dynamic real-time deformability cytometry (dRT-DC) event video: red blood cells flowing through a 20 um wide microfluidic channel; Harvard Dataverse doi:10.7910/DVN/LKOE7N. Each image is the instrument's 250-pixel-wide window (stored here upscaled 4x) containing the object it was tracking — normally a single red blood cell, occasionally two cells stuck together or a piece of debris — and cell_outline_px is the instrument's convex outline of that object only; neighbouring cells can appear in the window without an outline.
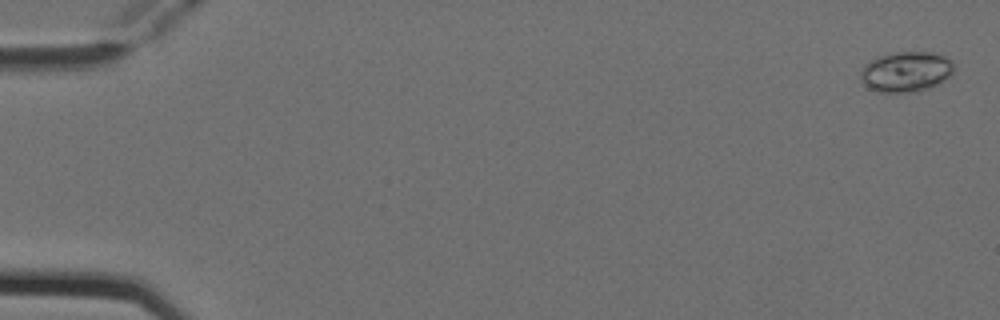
{"species": "Egyptian fruit bat (a non-hibernating species)", "species_latin": "Rousettus aegyptiacus", "temperature_condition": "cold", "stored_images_in_passage": 6, "camera_frame_rate_fps": 3000, "um_per_image_px": 0.085, "animal": {"sex": "female"}, "frame": {"image": 1, "passage_image": 1, "time_ms": 0.0, "image_size_px": [1000, 320], "cell_outline_px": [[956, 68], [952, 76], [928, 88], [912, 92], [876, 92], [868, 88], [860, 80], [860, 72], [864, 64], [880, 56], [900, 52], [928, 52], [944, 56], [952, 60]], "centroid_in_image_um": [77.03, 6.1], "position_along_channel_um": 8.0, "area_um2": 22.02}}
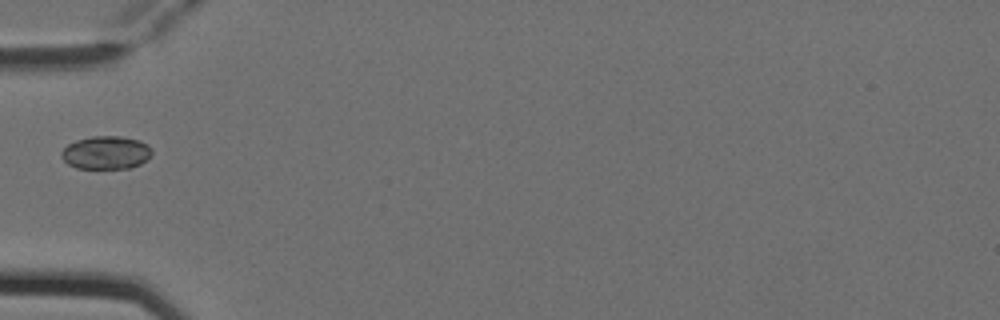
{"frame": {"image": 2, "passage_image": 5, "time_ms": 1.333, "image_size_px": [1000, 320], "cell_outline_px": [[152, 152], [140, 164], [128, 168], [76, 168], [68, 164], [60, 156], [60, 152], [68, 144], [76, 140], [92, 136], [120, 136], [140, 140], [148, 144], [152, 148]], "centroid_in_image_um": [8.99, 12.96], "position_along_channel_um": 76.0, "area_um2": 17.46}}
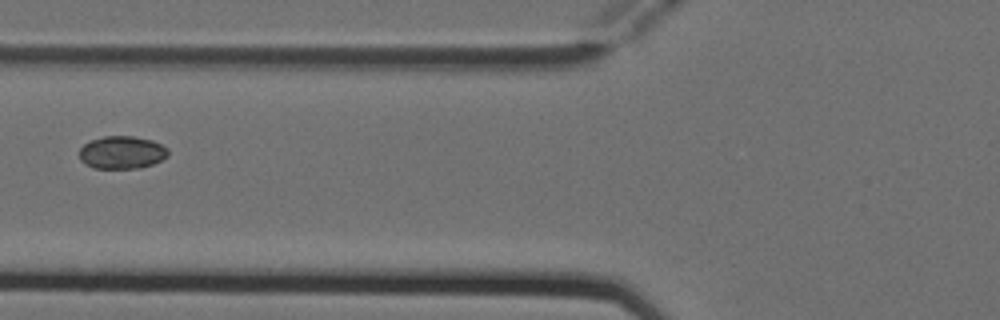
{"frame": {"image": 3, "passage_image": 6, "time_ms": 1.667, "image_size_px": [1000, 320], "cell_outline_px": [[168, 156], [152, 164], [140, 168], [92, 168], [84, 164], [80, 160], [80, 148], [84, 144], [92, 140], [104, 136], [132, 136], [152, 140], [168, 148]], "centroid_in_image_um": [10.35, 12.96], "position_along_channel_um": 115.5, "area_um2": 16.94}}